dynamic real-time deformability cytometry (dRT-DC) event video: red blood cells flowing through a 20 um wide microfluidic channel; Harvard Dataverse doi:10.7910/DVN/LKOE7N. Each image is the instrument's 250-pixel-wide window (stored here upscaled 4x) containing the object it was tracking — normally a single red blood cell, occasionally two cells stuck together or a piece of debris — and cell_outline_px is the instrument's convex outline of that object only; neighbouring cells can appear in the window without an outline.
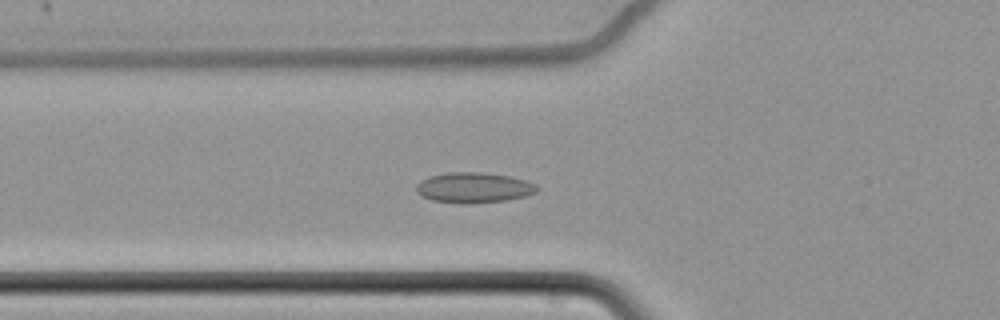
{"species": "common noctule bat (a hibernating species)", "species_latin": "Nyctalus noctula", "temperature_condition": "cold", "stored_images_in_passage": 7, "camera_frame_rate_fps": 3000, "um_per_image_px": 0.085, "animal": {"sex": "female", "body_mass_g": 22.7, "forearm_length_mm": 54.2}, "frame": {"image": 1, "passage_image": 7, "time_ms": 2.0, "image_size_px": [1000, 320], "cell_outline_px": [[540, 188], [536, 192], [524, 196], [504, 200], [468, 204], [460, 204], [432, 200], [420, 196], [416, 192], [416, 184], [420, 180], [428, 176], [448, 172], [480, 172], [508, 176], [524, 180], [536, 184]], "centroid_in_image_um": [40.21, 15.95], "position_along_channel_um": 85.6, "area_um2": 21.5}}